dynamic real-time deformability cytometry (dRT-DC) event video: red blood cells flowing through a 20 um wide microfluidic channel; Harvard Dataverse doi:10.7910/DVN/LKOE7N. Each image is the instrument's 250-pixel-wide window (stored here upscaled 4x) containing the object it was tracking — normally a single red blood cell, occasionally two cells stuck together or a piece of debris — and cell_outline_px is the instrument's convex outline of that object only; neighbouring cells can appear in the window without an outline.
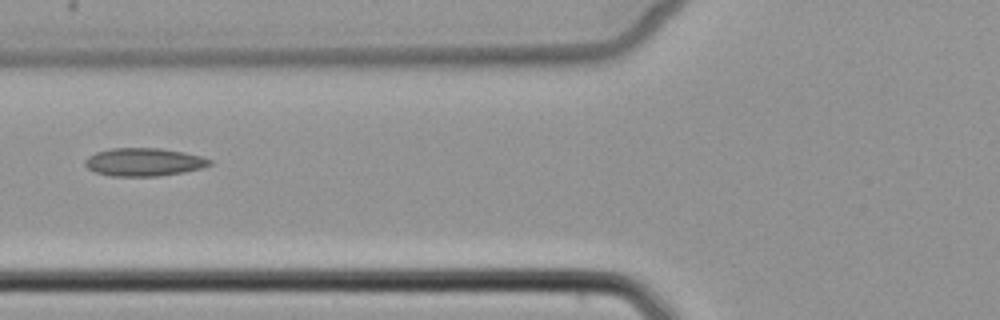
{"species": "common noctule bat (a hibernating species)", "species_latin": "Nyctalus noctula", "temperature_condition": "cold", "stored_images_in_passage": 7, "camera_frame_rate_fps": 3000, "um_per_image_px": 0.085, "animal": {"sex": "female", "body_mass_g": 22.7, "forearm_length_mm": 54.2}, "frame": {"image": 1, "passage_image": 6, "time_ms": 7.0, "image_size_px": [1000, 320], "cell_outline_px": [[212, 164], [204, 168], [184, 172], [160, 176], [112, 176], [96, 172], [88, 168], [84, 164], [84, 160], [88, 156], [96, 152], [112, 148], [160, 148], [184, 152], [200, 156], [212, 160]], "centroid_in_image_um": [12.25, 13.77], "position_along_channel_um": 113.6, "area_um2": 20.46}}
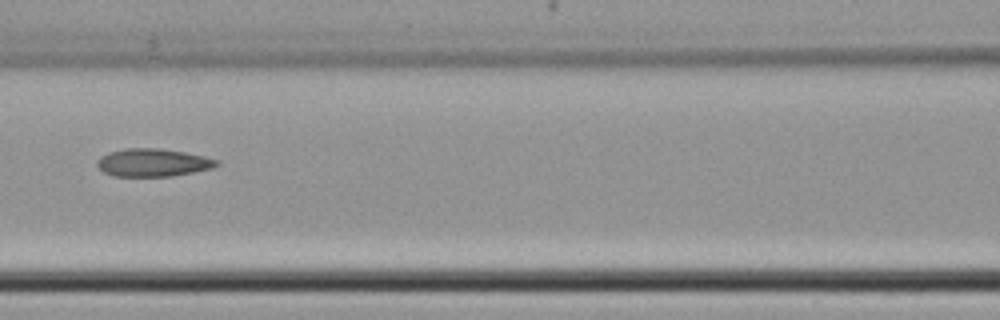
{"frame": {"image": 2, "passage_image": 7, "time_ms": 8.0, "image_size_px": [1000, 320], "cell_outline_px": [[220, 164], [212, 168], [172, 176], [112, 176], [104, 172], [96, 164], [96, 160], [100, 156], [108, 152], [124, 148], [160, 148], [184, 152], [204, 156], [220, 160]], "centroid_in_image_um": [12.98, 13.81], "position_along_channel_um": 153.6, "area_um2": 19.54}}